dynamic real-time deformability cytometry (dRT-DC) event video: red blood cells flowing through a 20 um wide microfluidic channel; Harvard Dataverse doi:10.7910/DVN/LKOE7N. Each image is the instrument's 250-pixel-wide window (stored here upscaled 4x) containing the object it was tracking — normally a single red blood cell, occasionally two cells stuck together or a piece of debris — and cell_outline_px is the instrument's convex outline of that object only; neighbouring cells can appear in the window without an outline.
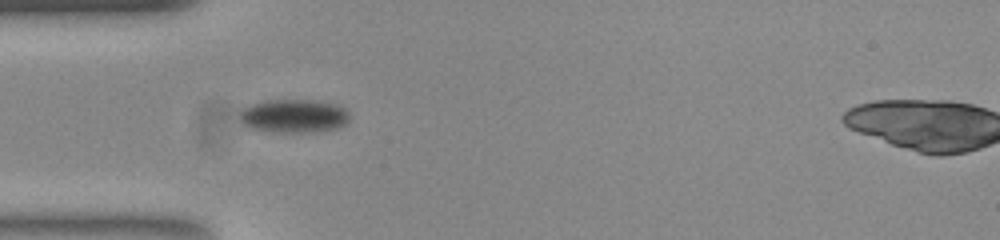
{"species": "common noctule bat (a hibernating species)", "species_latin": "Nyctalus noctula", "temperature_condition": "room temperature", "stored_images_in_passage": 36, "camera_frame_rate_fps": 3000, "um_per_image_px": 0.085, "animal": {"sex": "female", "body_mass_g": 23.0, "forearm_length_mm": 53.4}, "frame": {"image": 1, "passage_image": 1, "time_ms": 0.0, "image_size_px": [1000, 240], "cell_outline_px": [[348, 120], [344, 124], [336, 128], [312, 132], [284, 132], [248, 128], [244, 124], [240, 116], [252, 104], [276, 100], [308, 100], [332, 104], [344, 108], [348, 112]], "centroid_in_image_um": [25.02, 9.87], "position_along_channel_um": 60.0, "area_um2": 20.58}}
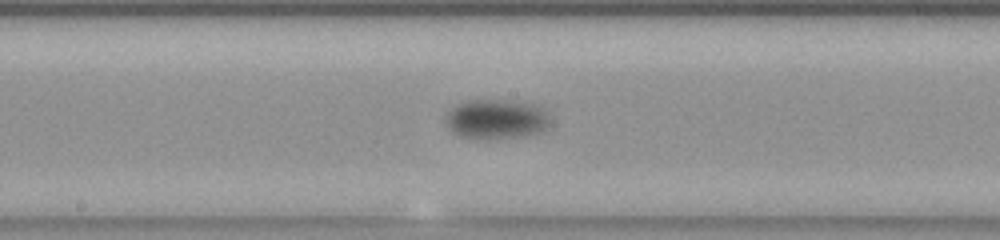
{"frame": {"image": 2, "passage_image": 14, "time_ms": 4.333, "image_size_px": [1000, 240], "cell_outline_px": [[548, 120], [536, 132], [520, 136], [488, 140], [472, 140], [460, 136], [452, 132], [448, 124], [448, 112], [456, 104], [468, 100], [504, 100], [532, 104], [540, 108], [544, 112]], "centroid_in_image_um": [42.06, 10.14], "position_along_channel_um": 206.1, "area_um2": 23.52}}
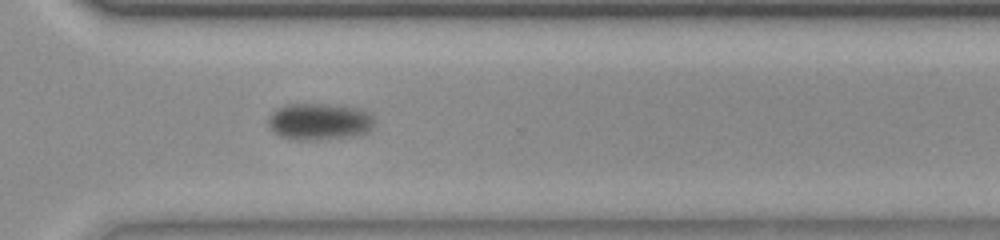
{"frame": {"image": 3, "passage_image": 26, "time_ms": 8.333, "image_size_px": [1000, 240], "cell_outline_px": [[372, 128], [368, 132], [352, 136], [320, 140], [300, 140], [280, 136], [272, 132], [268, 128], [268, 116], [276, 108], [284, 104], [320, 104], [352, 108], [364, 112], [372, 120]], "centroid_in_image_um": [27.01, 10.36], "position_along_channel_um": 343.6, "area_um2": 22.43}, "authors_computed_cell_mechanics": {"area_um2": 22.3108, "velocity_mm_per_s": 3.431, "shape_relaxation_time_tau1_ms": 2.8632, "shape_relaxation_time_tau2_ms": null, "deformation_change_tau1": 0.09, "deformation_change_tau2": null}}